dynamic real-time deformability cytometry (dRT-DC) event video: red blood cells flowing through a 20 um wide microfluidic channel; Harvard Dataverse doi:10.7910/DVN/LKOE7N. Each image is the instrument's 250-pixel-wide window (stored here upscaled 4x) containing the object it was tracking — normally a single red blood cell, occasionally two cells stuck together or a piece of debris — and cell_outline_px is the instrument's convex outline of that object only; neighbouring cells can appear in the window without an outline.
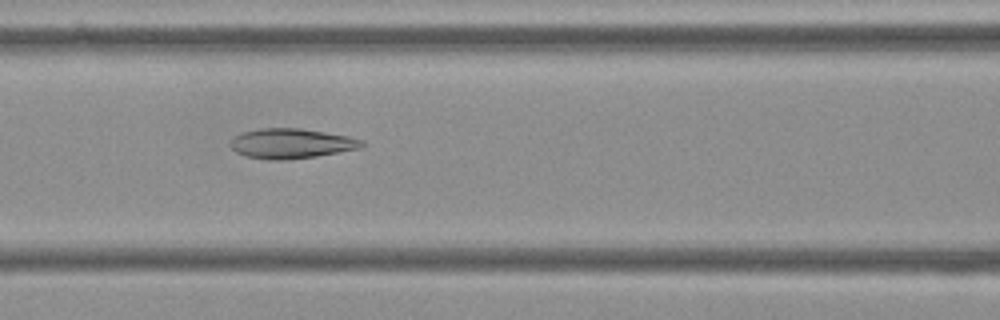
{"species": "Egyptian fruit bat (a non-hibernating species)", "species_latin": "Rousettus aegyptiacus", "temperature_condition": "cold", "stored_images_in_passage": 55, "camera_frame_rate_fps": 3000, "um_per_image_px": 0.085, "frame": {"image": 1, "passage_image": 23, "time_ms": 7.333, "image_size_px": [1000, 320], "cell_outline_px": [[364, 148], [316, 156], [280, 160], [268, 160], [244, 156], [236, 152], [228, 144], [232, 136], [244, 132], [260, 128], [300, 128], [348, 136], [364, 140]], "centroid_in_image_um": [24.74, 12.2], "position_along_channel_um": 141.9, "area_um2": 23.12}}
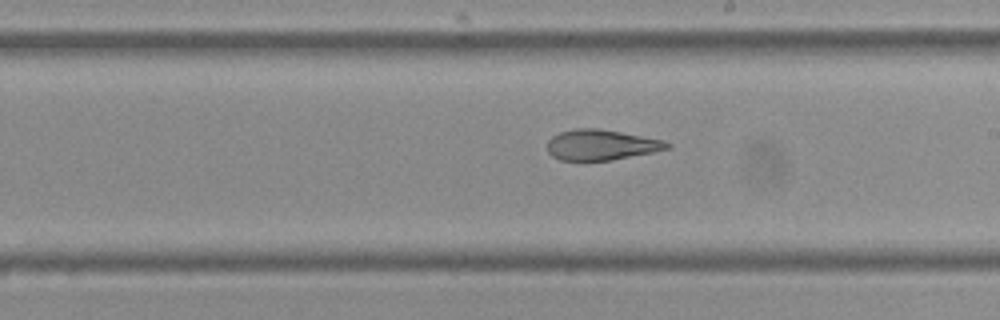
{"frame": {"image": 2, "passage_image": 31, "time_ms": 10.0, "image_size_px": [1000, 320], "cell_outline_px": [[672, 148], [612, 160], [560, 160], [552, 156], [548, 152], [548, 140], [552, 136], [560, 132], [576, 128], [600, 128], [664, 140], [672, 144]], "centroid_in_image_um": [51.12, 12.31], "position_along_channel_um": 237.9, "area_um2": 21.33}}
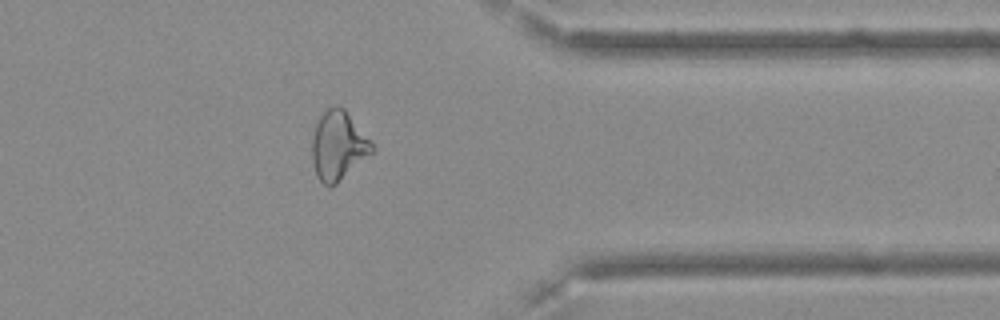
{"frame": {"image": 3, "passage_image": 44, "time_ms": 14.333, "image_size_px": [1000, 320], "cell_outline_px": [[376, 152], [332, 188], [328, 188], [316, 176], [312, 160], [312, 136], [316, 124], [320, 116], [328, 108], [336, 104], [344, 108], [376, 148]], "centroid_in_image_um": [28.77, 12.43], "position_along_channel_um": 382.6, "area_um2": 24.57}, "authors_computed_cell_mechanics": {"area_um2": 24.565, "velocity_mm_per_s": 3.6048, "shape_relaxation_time_tau1_ms": 7.8928, "shape_relaxation_time_tau2_ms": 2.874, "deformation_change_tau1": 0.1827, "deformation_change_tau2": 0.0957}}